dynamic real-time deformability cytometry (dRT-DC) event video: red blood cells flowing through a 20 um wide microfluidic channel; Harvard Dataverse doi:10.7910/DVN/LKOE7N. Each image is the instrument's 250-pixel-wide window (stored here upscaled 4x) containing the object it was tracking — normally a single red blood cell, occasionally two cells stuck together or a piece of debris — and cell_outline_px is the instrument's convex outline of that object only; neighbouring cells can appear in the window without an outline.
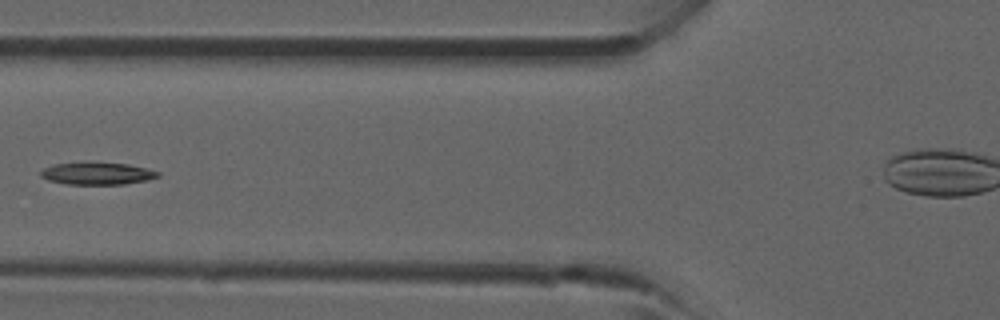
{"species": "common noctule bat (a hibernating species)", "species_latin": "Nyctalus noctula", "temperature_condition": "room temperature", "stored_images_in_passage": 5, "camera_frame_rate_fps": 3000, "um_per_image_px": 0.085, "animal": {"sex": "male", "forearm_length_mm": 52.5}, "frame": {"image": 1, "passage_image": 5, "time_ms": 5.333, "image_size_px": [1000, 320], "cell_outline_px": [[160, 176], [148, 180], [124, 184], [68, 184], [48, 180], [40, 176], [40, 172], [44, 168], [52, 164], [84, 160], [96, 160], [128, 164], [148, 168], [160, 172]], "centroid_in_image_um": [8.25, 14.7], "position_along_channel_um": 117.5, "area_um2": 16.01}}